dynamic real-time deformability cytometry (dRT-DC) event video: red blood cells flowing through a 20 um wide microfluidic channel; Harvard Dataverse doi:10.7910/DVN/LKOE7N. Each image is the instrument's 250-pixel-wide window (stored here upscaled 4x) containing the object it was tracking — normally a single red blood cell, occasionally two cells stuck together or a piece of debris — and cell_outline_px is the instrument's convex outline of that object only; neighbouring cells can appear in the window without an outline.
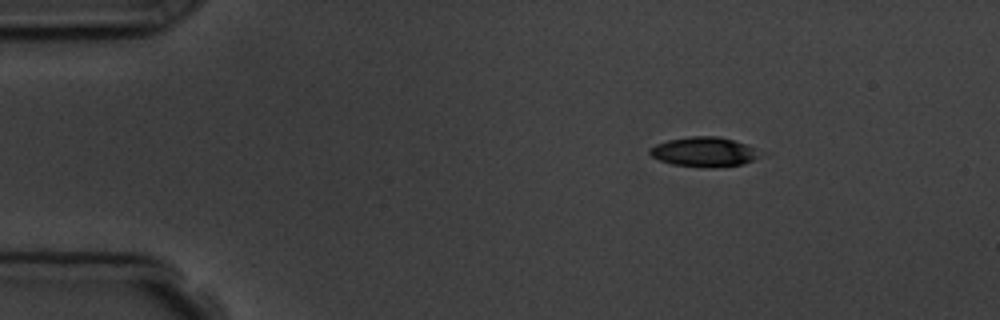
{"species": "common noctule bat (a hibernating species)", "species_latin": "Nyctalus noctula", "temperature_condition": "room temperature", "stored_images_in_passage": 3, "camera_frame_rate_fps": 3000, "um_per_image_px": 0.085, "animal": {"sex": "male", "body_mass_g": 19.5, "forearm_length_mm": 54.6}, "frame": {"image": 1, "passage_image": 1, "time_ms": 0.0, "image_size_px": [1000, 320], "cell_outline_px": [[760, 156], [744, 164], [712, 168], [708, 168], [672, 164], [660, 160], [652, 156], [648, 152], [648, 148], [656, 144], [668, 140], [692, 136], [720, 136], [744, 144], [760, 152]], "centroid_in_image_um": [59.81, 12.92], "position_along_channel_um": 25.2, "area_um2": 18.96}}